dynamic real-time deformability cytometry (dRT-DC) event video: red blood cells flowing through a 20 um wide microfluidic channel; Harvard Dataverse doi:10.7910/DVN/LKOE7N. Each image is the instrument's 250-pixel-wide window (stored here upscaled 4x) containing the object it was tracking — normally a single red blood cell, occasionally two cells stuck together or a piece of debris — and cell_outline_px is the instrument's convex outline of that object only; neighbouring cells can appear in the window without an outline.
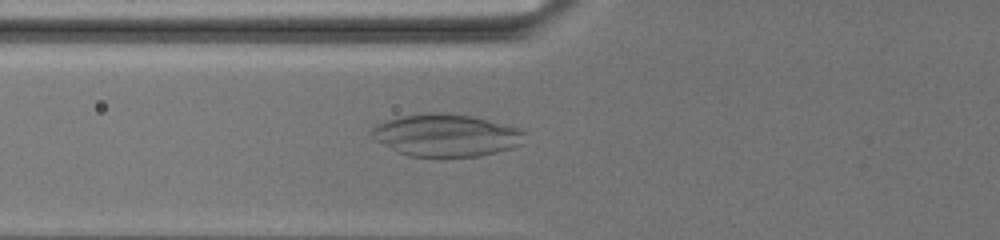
{"species": "common noctule bat (a hibernating species)", "species_latin": "Nyctalus noctula", "temperature_condition": "warm", "stored_images_in_passage": 75, "camera_frame_rate_fps": 3000, "um_per_image_px": 0.085, "animal": {"sex": "female", "body_mass_g": 19.5, "forearm_length_mm": 54.1}, "frame": {"image": 1, "passage_image": 32, "time_ms": 10.333, "image_size_px": [1000, 240], "cell_outline_px": [[524, 132], [520, 144], [512, 148], [480, 156], [408, 156], [376, 140], [368, 132], [372, 128], [388, 120], [400, 116], [428, 112], [436, 112], [472, 116], [520, 128]], "centroid_in_image_um": [37.91, 11.49], "position_along_channel_um": 87.9, "area_um2": 37.22}}
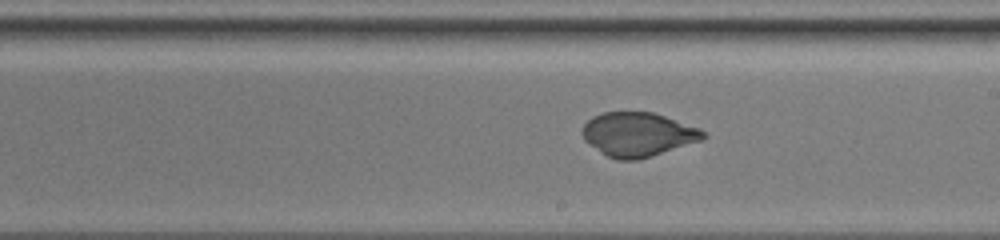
{"frame": {"image": 2, "passage_image": 47, "time_ms": 15.333, "image_size_px": [1000, 240], "cell_outline_px": [[708, 136], [700, 140], [636, 160], [616, 160], [600, 152], [588, 144], [584, 140], [580, 132], [584, 124], [592, 116], [604, 112], [652, 112], [700, 128]], "centroid_in_image_um": [54.16, 11.41], "position_along_channel_um": 234.8, "area_um2": 30.75}}
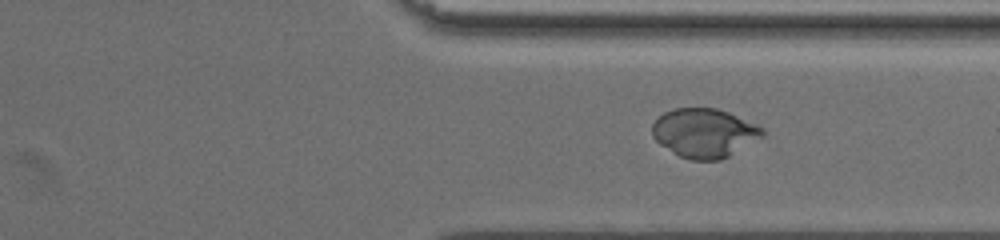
{"frame": {"image": 3, "passage_image": 59, "time_ms": 19.333, "image_size_px": [1000, 240], "cell_outline_px": [[764, 136], [728, 156], [720, 160], [688, 160], [672, 152], [660, 144], [652, 136], [652, 124], [664, 112], [672, 108], [716, 108], [728, 112], [756, 124], [764, 128]], "centroid_in_image_um": [59.86, 11.3], "position_along_channel_um": 351.5, "area_um2": 31.44}}